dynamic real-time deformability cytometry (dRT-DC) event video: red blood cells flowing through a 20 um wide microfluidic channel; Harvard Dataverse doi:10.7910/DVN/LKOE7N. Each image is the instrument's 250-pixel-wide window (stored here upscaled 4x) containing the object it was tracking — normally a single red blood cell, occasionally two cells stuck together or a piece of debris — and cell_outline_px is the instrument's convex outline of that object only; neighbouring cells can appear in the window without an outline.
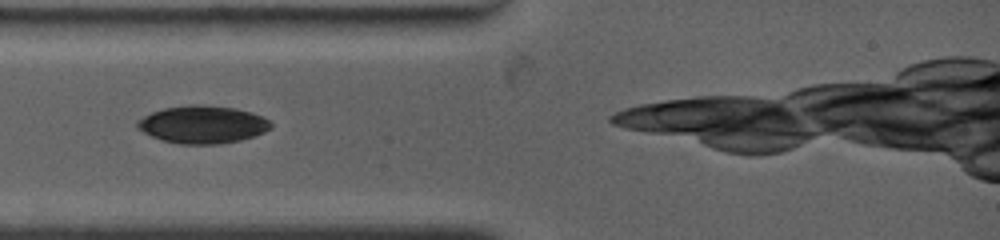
{"species": "common noctule bat (a hibernating species)", "species_latin": "Nyctalus noctula", "temperature_condition": "warm", "stored_images_in_passage": 22, "camera_frame_rate_fps": 4500, "um_per_image_px": 0.085, "animal": {"sex": "female", "body_mass_g": 19.0, "forearm_length_mm": 53.3}, "frame": {"image": 1, "passage_image": 1, "time_ms": 0.0, "image_size_px": [1000, 240], "cell_outline_px": [[272, 128], [264, 132], [240, 140], [220, 144], [180, 144], [164, 140], [152, 136], [136, 128], [136, 120], [152, 112], [164, 108], [192, 104], [196, 104], [236, 108], [252, 112], [268, 120], [272, 124]], "centroid_in_image_um": [17.21, 10.58], "position_along_channel_um": 67.8, "area_um2": 29.19}}
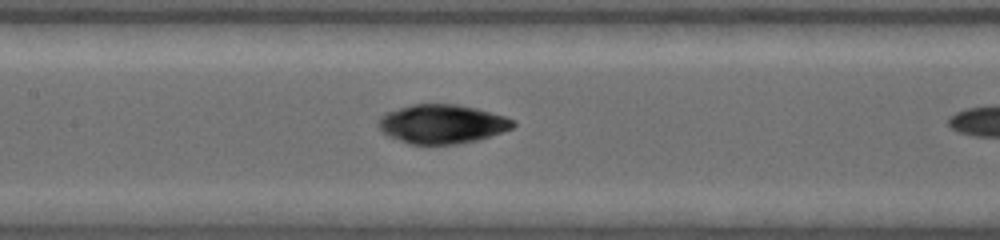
{"frame": {"image": 2, "passage_image": 7, "time_ms": 2.667, "image_size_px": [1000, 240], "cell_outline_px": [[516, 124], [512, 128], [476, 140], [456, 144], [408, 144], [388, 136], [380, 132], [376, 124], [380, 116], [388, 112], [412, 104], [456, 104], [476, 108], [504, 116], [516, 120]], "centroid_in_image_um": [37.53, 10.54], "position_along_channel_um": 169.9, "area_um2": 30.58}}
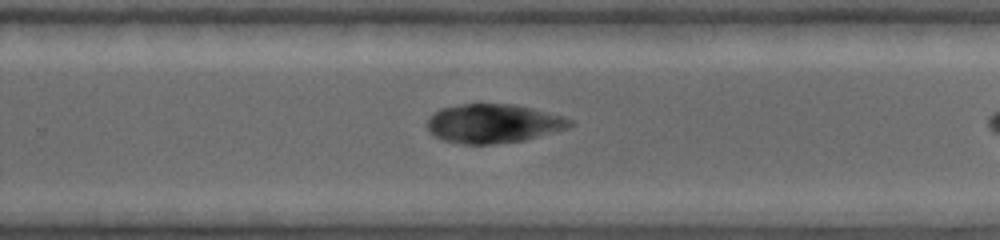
{"frame": {"image": 3, "passage_image": 14, "time_ms": 5.778, "image_size_px": [1000, 240], "cell_outline_px": [[572, 124], [568, 128], [524, 140], [492, 144], [464, 144], [444, 140], [428, 132], [428, 120], [440, 108], [460, 104], [516, 104], [564, 116], [572, 120]], "centroid_in_image_um": [41.95, 10.49], "position_along_channel_um": 287.9, "area_um2": 32.19}}